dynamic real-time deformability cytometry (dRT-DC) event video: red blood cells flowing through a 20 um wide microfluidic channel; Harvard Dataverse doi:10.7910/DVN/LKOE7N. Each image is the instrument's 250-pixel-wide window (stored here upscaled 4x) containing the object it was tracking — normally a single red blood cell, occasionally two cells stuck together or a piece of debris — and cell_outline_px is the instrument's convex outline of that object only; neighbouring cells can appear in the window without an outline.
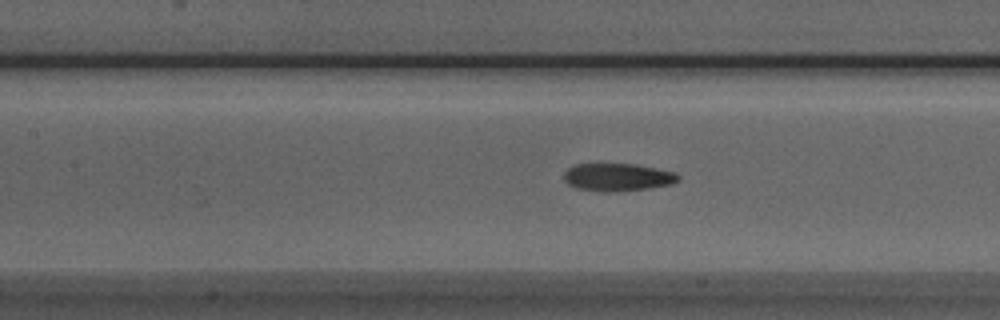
{"species": "Egyptian fruit bat (a non-hibernating species)", "species_latin": "Rousettus aegyptiacus", "temperature_condition": "room temperature", "stored_images_in_passage": 11, "camera_frame_rate_fps": 3000, "um_per_image_px": 0.085, "animal": {"sex": "male"}, "frame": {"image": 1, "passage_image": 8, "time_ms": 2.333, "image_size_px": [1000, 320], "cell_outline_px": [[680, 180], [672, 184], [648, 188], [616, 192], [604, 192], [576, 188], [568, 184], [564, 180], [564, 172], [568, 168], [576, 164], [636, 164], [676, 172], [680, 176]], "centroid_in_image_um": [52.51, 15.06], "position_along_channel_um": 154.9, "area_um2": 18.61}}